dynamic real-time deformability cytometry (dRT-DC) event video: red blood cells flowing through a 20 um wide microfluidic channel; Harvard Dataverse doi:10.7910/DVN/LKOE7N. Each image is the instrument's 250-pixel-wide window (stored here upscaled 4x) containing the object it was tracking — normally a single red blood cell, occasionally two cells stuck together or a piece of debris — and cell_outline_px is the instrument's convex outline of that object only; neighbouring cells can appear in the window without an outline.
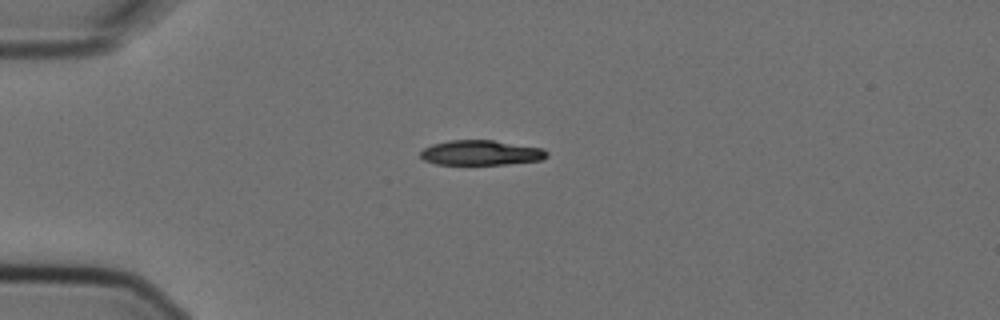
{"species": "Egyptian fruit bat (a non-hibernating species)", "species_latin": "Rousettus aegyptiacus", "temperature_condition": "cold", "stored_images_in_passage": 2, "camera_frame_rate_fps": 3000, "um_per_image_px": 0.085, "animal": {"sex": "female"}, "frame": {"image": 1, "passage_image": 1, "time_ms": 0.0, "image_size_px": [1000, 320], "cell_outline_px": [[548, 156], [540, 160], [504, 164], [436, 164], [424, 160], [420, 156], [420, 152], [424, 148], [432, 144], [448, 140], [492, 140], [544, 148], [548, 152]], "centroid_in_image_um": [40.88, 12.97], "position_along_channel_um": 44.1, "area_um2": 18.32}}